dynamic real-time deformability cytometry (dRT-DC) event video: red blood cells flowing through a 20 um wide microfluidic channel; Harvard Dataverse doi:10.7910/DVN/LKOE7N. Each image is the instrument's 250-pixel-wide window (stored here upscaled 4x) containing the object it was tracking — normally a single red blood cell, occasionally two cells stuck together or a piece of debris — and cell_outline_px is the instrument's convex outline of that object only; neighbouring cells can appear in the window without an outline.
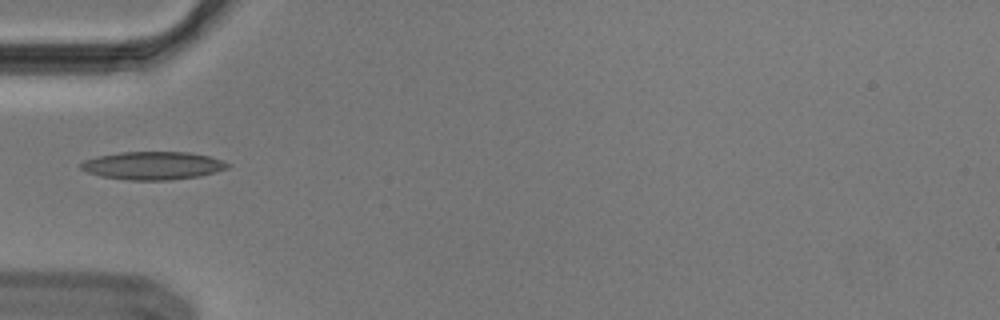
{"species": "Egyptian fruit bat (a non-hibernating species)", "species_latin": "Rousettus aegyptiacus", "temperature_condition": "cold", "stored_images_in_passage": 34, "camera_frame_rate_fps": 3000, "um_per_image_px": 0.085, "animal": {"sex": "male"}, "frame": {"image": 1, "passage_image": 1, "time_ms": 0.0, "image_size_px": [1000, 320], "cell_outline_px": [[232, 164], [228, 168], [216, 172], [200, 176], [168, 180], [128, 180], [100, 176], [88, 172], [80, 168], [80, 164], [84, 160], [96, 156], [120, 152], [188, 152], [208, 156]], "centroid_in_image_um": [12.99, 14.07], "position_along_channel_um": 72.0, "area_um2": 23.99}}
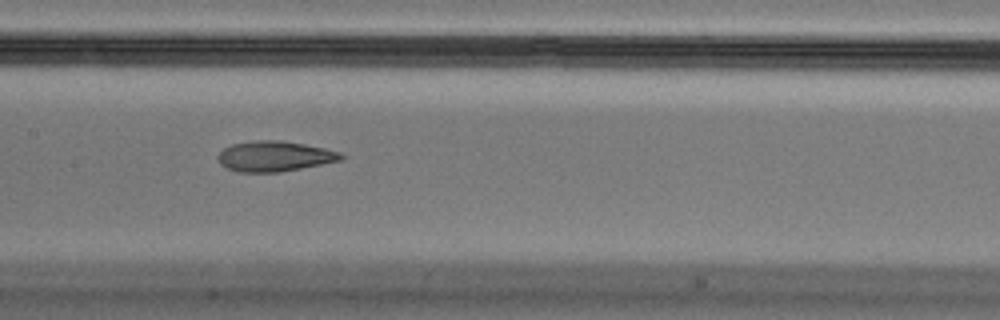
{"frame": {"image": 2, "passage_image": 10, "time_ms": 3.0, "image_size_px": [1000, 320], "cell_outline_px": [[348, 156], [344, 160], [280, 172], [240, 172], [228, 168], [220, 164], [216, 156], [224, 148], [232, 144], [256, 140], [280, 140], [304, 144], [324, 148], [340, 152]], "centroid_in_image_um": [23.38, 13.28], "position_along_channel_um": 184.0, "area_um2": 21.91}, "authors_computed_cell_mechanics": {"area_um2": 22.4264, "velocity_mm_per_s": 3.6862, "shape_relaxation_time_tau1_ms": null, "shape_relaxation_time_tau2_ms": 2.5417, "deformation_change_tau1": null, "deformation_change_tau2": 0.1032}}